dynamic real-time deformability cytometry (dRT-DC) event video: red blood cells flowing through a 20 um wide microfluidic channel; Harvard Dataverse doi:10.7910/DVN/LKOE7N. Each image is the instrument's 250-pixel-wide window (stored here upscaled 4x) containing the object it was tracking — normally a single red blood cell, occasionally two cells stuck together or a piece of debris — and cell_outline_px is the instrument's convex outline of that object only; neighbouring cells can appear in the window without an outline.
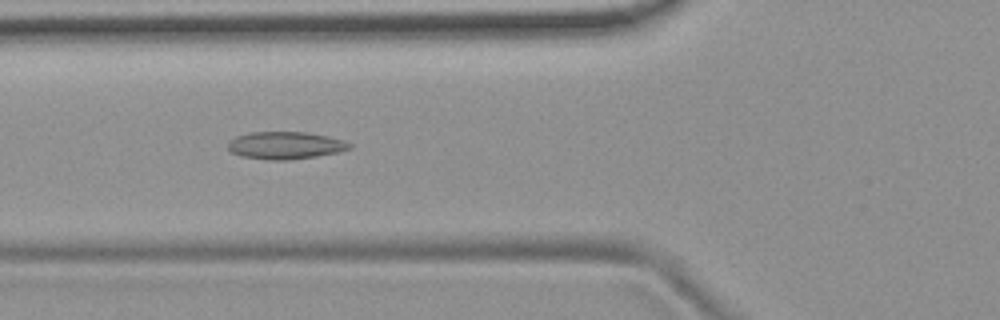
{"species": "common noctule bat (a hibernating species)", "species_latin": "Nyctalus noctula", "temperature_condition": "room temperature", "stored_images_in_passage": 53, "camera_frame_rate_fps": 3000, "um_per_image_px": 0.085, "animal": {"sex": "female", "body_mass_g": 19.9}, "frame": {"image": 1, "passage_image": 20, "time_ms": 6.333, "image_size_px": [1000, 320], "cell_outline_px": [[352, 148], [340, 152], [316, 156], [288, 160], [268, 160], [240, 156], [232, 152], [228, 148], [228, 140], [236, 136], [248, 132], [308, 132], [328, 136], [352, 144]], "centroid_in_image_um": [24.23, 12.36], "position_along_channel_um": 101.6, "area_um2": 19.54}}
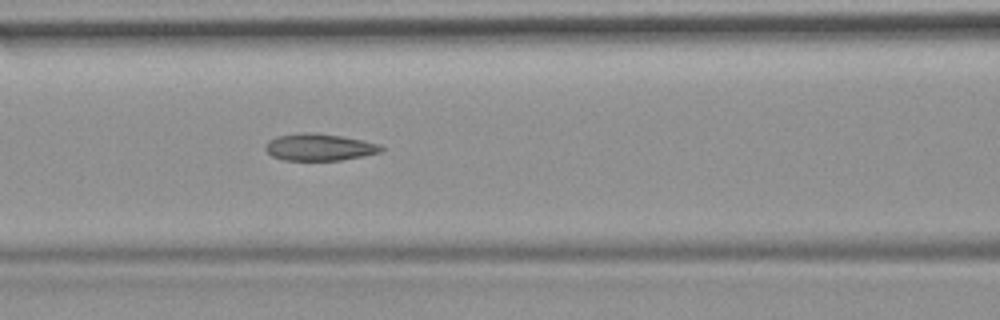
{"frame": {"image": 2, "passage_image": 23, "time_ms": 7.333, "image_size_px": [1000, 320], "cell_outline_px": [[384, 148], [380, 152], [364, 156], [340, 160], [284, 160], [272, 156], [264, 148], [264, 144], [268, 140], [276, 136], [304, 132], [312, 132], [340, 136], [380, 144]], "centroid_in_image_um": [27.1, 12.51], "position_along_channel_um": 139.5, "area_um2": 18.15}}
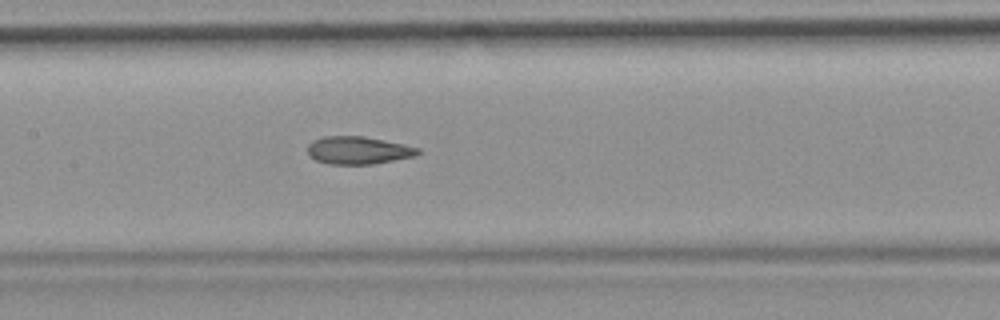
{"frame": {"image": 3, "passage_image": 26, "time_ms": 8.333, "image_size_px": [1000, 320], "cell_outline_px": [[420, 152], [416, 156], [372, 164], [328, 164], [316, 160], [308, 156], [308, 144], [312, 140], [324, 136], [364, 136], [420, 148]], "centroid_in_image_um": [30.41, 12.78], "position_along_channel_um": 177.0, "area_um2": 17.8}}